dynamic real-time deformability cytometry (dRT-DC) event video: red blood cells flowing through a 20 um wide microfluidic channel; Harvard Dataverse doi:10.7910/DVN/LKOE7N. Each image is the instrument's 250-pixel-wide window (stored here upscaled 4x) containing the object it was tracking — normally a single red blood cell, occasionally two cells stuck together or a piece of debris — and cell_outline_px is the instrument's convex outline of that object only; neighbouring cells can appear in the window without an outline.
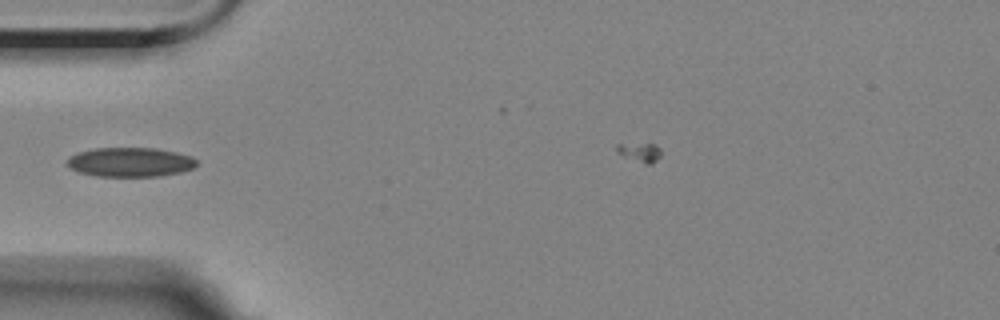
{"species": "Egyptian fruit bat (a non-hibernating species)", "species_latin": "Rousettus aegyptiacus", "temperature_condition": "room temperature", "stored_images_in_passage": 12, "camera_frame_rate_fps": 3000, "um_per_image_px": 0.085, "animal": {"sex": "female"}, "frame": {"image": 1, "passage_image": 3, "time_ms": 3.333, "image_size_px": [1000, 320], "cell_outline_px": [[196, 164], [192, 168], [180, 172], [160, 176], [96, 176], [80, 172], [68, 168], [68, 156], [80, 152], [96, 148], [156, 148], [176, 152], [192, 156], [196, 160]], "centroid_in_image_um": [11.06, 13.78], "position_along_channel_um": 73.9, "area_um2": 22.02}}
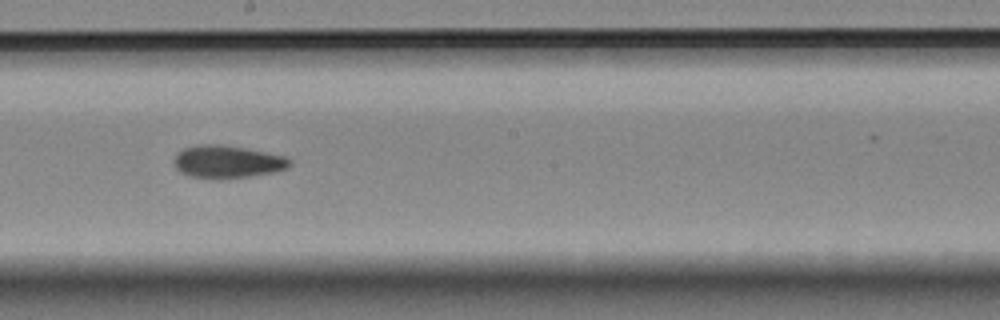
{"frame": {"image": 2, "passage_image": 7, "time_ms": 7.667, "image_size_px": [1000, 320], "cell_outline_px": [[292, 164], [288, 168], [272, 172], [252, 176], [220, 180], [212, 180], [188, 176], [180, 172], [176, 168], [172, 160], [176, 152], [184, 148], [196, 144], [220, 144], [244, 148], [288, 156], [292, 160]], "centroid_in_image_um": [19.29, 13.76], "position_along_channel_um": 228.9, "area_um2": 22.72}}
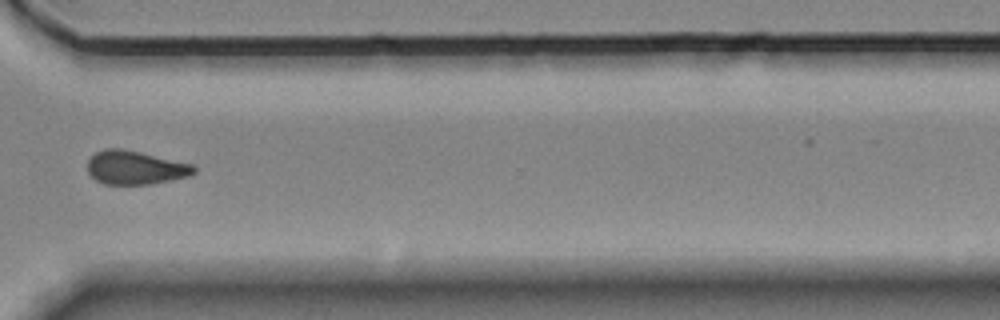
{"frame": {"image": 3, "passage_image": 10, "time_ms": 11.333, "image_size_px": [1000, 320], "cell_outline_px": [[196, 172], [188, 176], [148, 184], [104, 184], [96, 180], [88, 172], [88, 160], [96, 152], [104, 148], [120, 148], [140, 152], [192, 164], [196, 168]], "centroid_in_image_um": [11.48, 14.24], "position_along_channel_um": 359.1, "area_um2": 20.63}}